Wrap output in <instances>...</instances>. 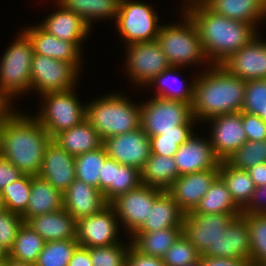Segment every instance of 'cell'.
Here are the masks:
<instances>
[{
	"label": "cell",
	"instance_id": "1",
	"mask_svg": "<svg viewBox=\"0 0 266 266\" xmlns=\"http://www.w3.org/2000/svg\"><path fill=\"white\" fill-rule=\"evenodd\" d=\"M183 11L193 20L199 32L209 65H221L259 33L252 24L226 18L204 2L190 4Z\"/></svg>",
	"mask_w": 266,
	"mask_h": 266
},
{
	"label": "cell",
	"instance_id": "2",
	"mask_svg": "<svg viewBox=\"0 0 266 266\" xmlns=\"http://www.w3.org/2000/svg\"><path fill=\"white\" fill-rule=\"evenodd\" d=\"M52 137L33 116L14 110L3 120L1 156L23 174L39 175Z\"/></svg>",
	"mask_w": 266,
	"mask_h": 266
},
{
	"label": "cell",
	"instance_id": "3",
	"mask_svg": "<svg viewBox=\"0 0 266 266\" xmlns=\"http://www.w3.org/2000/svg\"><path fill=\"white\" fill-rule=\"evenodd\" d=\"M209 68L195 77L191 103L194 118L207 122L218 115L241 112L245 81L233 76L222 65Z\"/></svg>",
	"mask_w": 266,
	"mask_h": 266
},
{
	"label": "cell",
	"instance_id": "4",
	"mask_svg": "<svg viewBox=\"0 0 266 266\" xmlns=\"http://www.w3.org/2000/svg\"><path fill=\"white\" fill-rule=\"evenodd\" d=\"M86 105V120L103 140L141 127V105L120 92L98 97Z\"/></svg>",
	"mask_w": 266,
	"mask_h": 266
},
{
	"label": "cell",
	"instance_id": "5",
	"mask_svg": "<svg viewBox=\"0 0 266 266\" xmlns=\"http://www.w3.org/2000/svg\"><path fill=\"white\" fill-rule=\"evenodd\" d=\"M183 14L184 18L179 24H162L157 42L171 66L207 64L209 61L203 51L199 32L189 15L185 11Z\"/></svg>",
	"mask_w": 266,
	"mask_h": 266
},
{
	"label": "cell",
	"instance_id": "6",
	"mask_svg": "<svg viewBox=\"0 0 266 266\" xmlns=\"http://www.w3.org/2000/svg\"><path fill=\"white\" fill-rule=\"evenodd\" d=\"M33 55L30 39L23 31H20L0 61V91L10 101L31 90Z\"/></svg>",
	"mask_w": 266,
	"mask_h": 266
},
{
	"label": "cell",
	"instance_id": "7",
	"mask_svg": "<svg viewBox=\"0 0 266 266\" xmlns=\"http://www.w3.org/2000/svg\"><path fill=\"white\" fill-rule=\"evenodd\" d=\"M74 89L65 92H48L40 96L44 101L35 118L52 139L86 119V105L79 102Z\"/></svg>",
	"mask_w": 266,
	"mask_h": 266
},
{
	"label": "cell",
	"instance_id": "8",
	"mask_svg": "<svg viewBox=\"0 0 266 266\" xmlns=\"http://www.w3.org/2000/svg\"><path fill=\"white\" fill-rule=\"evenodd\" d=\"M152 98L141 104V127L149 137L178 131V126L186 123L196 124L190 103L156 96Z\"/></svg>",
	"mask_w": 266,
	"mask_h": 266
},
{
	"label": "cell",
	"instance_id": "9",
	"mask_svg": "<svg viewBox=\"0 0 266 266\" xmlns=\"http://www.w3.org/2000/svg\"><path fill=\"white\" fill-rule=\"evenodd\" d=\"M115 20L116 30L126 46L157 40L161 27L159 17L149 4L133 0H120Z\"/></svg>",
	"mask_w": 266,
	"mask_h": 266
},
{
	"label": "cell",
	"instance_id": "10",
	"mask_svg": "<svg viewBox=\"0 0 266 266\" xmlns=\"http://www.w3.org/2000/svg\"><path fill=\"white\" fill-rule=\"evenodd\" d=\"M79 70L71 63L34 53L31 65V90L40 95L76 88Z\"/></svg>",
	"mask_w": 266,
	"mask_h": 266
},
{
	"label": "cell",
	"instance_id": "11",
	"mask_svg": "<svg viewBox=\"0 0 266 266\" xmlns=\"http://www.w3.org/2000/svg\"><path fill=\"white\" fill-rule=\"evenodd\" d=\"M126 71L133 84L148 86L156 76L171 67L157 40L127 45Z\"/></svg>",
	"mask_w": 266,
	"mask_h": 266
},
{
	"label": "cell",
	"instance_id": "12",
	"mask_svg": "<svg viewBox=\"0 0 266 266\" xmlns=\"http://www.w3.org/2000/svg\"><path fill=\"white\" fill-rule=\"evenodd\" d=\"M164 190L145 184L119 195L110 204L115 209L119 224L132 236L147 220L150 208Z\"/></svg>",
	"mask_w": 266,
	"mask_h": 266
},
{
	"label": "cell",
	"instance_id": "13",
	"mask_svg": "<svg viewBox=\"0 0 266 266\" xmlns=\"http://www.w3.org/2000/svg\"><path fill=\"white\" fill-rule=\"evenodd\" d=\"M118 225L115 209L108 203L98 213L77 220L76 241L79 246L85 248L122 243L120 238L118 239Z\"/></svg>",
	"mask_w": 266,
	"mask_h": 266
},
{
	"label": "cell",
	"instance_id": "14",
	"mask_svg": "<svg viewBox=\"0 0 266 266\" xmlns=\"http://www.w3.org/2000/svg\"><path fill=\"white\" fill-rule=\"evenodd\" d=\"M109 158L116 162L137 168L139 171L151 154L150 137L142 127L103 140Z\"/></svg>",
	"mask_w": 266,
	"mask_h": 266
},
{
	"label": "cell",
	"instance_id": "15",
	"mask_svg": "<svg viewBox=\"0 0 266 266\" xmlns=\"http://www.w3.org/2000/svg\"><path fill=\"white\" fill-rule=\"evenodd\" d=\"M239 215L232 214H185L182 233L202 255L213 247L216 239L230 222Z\"/></svg>",
	"mask_w": 266,
	"mask_h": 266
},
{
	"label": "cell",
	"instance_id": "16",
	"mask_svg": "<svg viewBox=\"0 0 266 266\" xmlns=\"http://www.w3.org/2000/svg\"><path fill=\"white\" fill-rule=\"evenodd\" d=\"M207 121L213 126L209 138L214 154L220 161H225L248 141L242 125V112L218 115Z\"/></svg>",
	"mask_w": 266,
	"mask_h": 266
},
{
	"label": "cell",
	"instance_id": "17",
	"mask_svg": "<svg viewBox=\"0 0 266 266\" xmlns=\"http://www.w3.org/2000/svg\"><path fill=\"white\" fill-rule=\"evenodd\" d=\"M201 256L250 261L251 245L246 218L242 214L235 217L226 231L221 232L214 246L209 247Z\"/></svg>",
	"mask_w": 266,
	"mask_h": 266
},
{
	"label": "cell",
	"instance_id": "18",
	"mask_svg": "<svg viewBox=\"0 0 266 266\" xmlns=\"http://www.w3.org/2000/svg\"><path fill=\"white\" fill-rule=\"evenodd\" d=\"M221 65L233 76L244 81L266 79V42L256 35Z\"/></svg>",
	"mask_w": 266,
	"mask_h": 266
},
{
	"label": "cell",
	"instance_id": "19",
	"mask_svg": "<svg viewBox=\"0 0 266 266\" xmlns=\"http://www.w3.org/2000/svg\"><path fill=\"white\" fill-rule=\"evenodd\" d=\"M219 176V169H208L179 176L166 192L186 213L193 211Z\"/></svg>",
	"mask_w": 266,
	"mask_h": 266
},
{
	"label": "cell",
	"instance_id": "20",
	"mask_svg": "<svg viewBox=\"0 0 266 266\" xmlns=\"http://www.w3.org/2000/svg\"><path fill=\"white\" fill-rule=\"evenodd\" d=\"M179 176L208 169H219L220 160L215 156L210 138H199L193 133L178 147L173 156Z\"/></svg>",
	"mask_w": 266,
	"mask_h": 266
},
{
	"label": "cell",
	"instance_id": "21",
	"mask_svg": "<svg viewBox=\"0 0 266 266\" xmlns=\"http://www.w3.org/2000/svg\"><path fill=\"white\" fill-rule=\"evenodd\" d=\"M39 176L64 193L76 178L75 157L52 139L43 156Z\"/></svg>",
	"mask_w": 266,
	"mask_h": 266
},
{
	"label": "cell",
	"instance_id": "22",
	"mask_svg": "<svg viewBox=\"0 0 266 266\" xmlns=\"http://www.w3.org/2000/svg\"><path fill=\"white\" fill-rule=\"evenodd\" d=\"M23 32L30 39L34 53L54 58L56 60L69 62L78 70H81V43L64 41L47 33L39 25L23 29Z\"/></svg>",
	"mask_w": 266,
	"mask_h": 266
},
{
	"label": "cell",
	"instance_id": "23",
	"mask_svg": "<svg viewBox=\"0 0 266 266\" xmlns=\"http://www.w3.org/2000/svg\"><path fill=\"white\" fill-rule=\"evenodd\" d=\"M107 204L99 189L77 178L63 193V209L76 220L98 213Z\"/></svg>",
	"mask_w": 266,
	"mask_h": 266
},
{
	"label": "cell",
	"instance_id": "24",
	"mask_svg": "<svg viewBox=\"0 0 266 266\" xmlns=\"http://www.w3.org/2000/svg\"><path fill=\"white\" fill-rule=\"evenodd\" d=\"M55 3L59 11L51 13L38 25L47 33L64 41L83 42L92 29L80 16L65 8L57 0Z\"/></svg>",
	"mask_w": 266,
	"mask_h": 266
},
{
	"label": "cell",
	"instance_id": "25",
	"mask_svg": "<svg viewBox=\"0 0 266 266\" xmlns=\"http://www.w3.org/2000/svg\"><path fill=\"white\" fill-rule=\"evenodd\" d=\"M25 223L38 233L45 242L76 239L77 220L63 208L31 217Z\"/></svg>",
	"mask_w": 266,
	"mask_h": 266
},
{
	"label": "cell",
	"instance_id": "26",
	"mask_svg": "<svg viewBox=\"0 0 266 266\" xmlns=\"http://www.w3.org/2000/svg\"><path fill=\"white\" fill-rule=\"evenodd\" d=\"M63 208V193L55 189L39 175H32L31 194L26 211L21 215L24 222L38 215L55 212Z\"/></svg>",
	"mask_w": 266,
	"mask_h": 266
},
{
	"label": "cell",
	"instance_id": "27",
	"mask_svg": "<svg viewBox=\"0 0 266 266\" xmlns=\"http://www.w3.org/2000/svg\"><path fill=\"white\" fill-rule=\"evenodd\" d=\"M185 212L164 191L155 201L147 220L136 232H153L163 228L183 227Z\"/></svg>",
	"mask_w": 266,
	"mask_h": 266
},
{
	"label": "cell",
	"instance_id": "28",
	"mask_svg": "<svg viewBox=\"0 0 266 266\" xmlns=\"http://www.w3.org/2000/svg\"><path fill=\"white\" fill-rule=\"evenodd\" d=\"M211 10L218 14L252 24L257 28L259 21L266 19V7L260 0H205Z\"/></svg>",
	"mask_w": 266,
	"mask_h": 266
},
{
	"label": "cell",
	"instance_id": "29",
	"mask_svg": "<svg viewBox=\"0 0 266 266\" xmlns=\"http://www.w3.org/2000/svg\"><path fill=\"white\" fill-rule=\"evenodd\" d=\"M53 140L74 157L103 146V139L86 119L59 133Z\"/></svg>",
	"mask_w": 266,
	"mask_h": 266
},
{
	"label": "cell",
	"instance_id": "30",
	"mask_svg": "<svg viewBox=\"0 0 266 266\" xmlns=\"http://www.w3.org/2000/svg\"><path fill=\"white\" fill-rule=\"evenodd\" d=\"M179 177L174 157H163L150 154L148 160L140 170L142 184L166 191Z\"/></svg>",
	"mask_w": 266,
	"mask_h": 266
},
{
	"label": "cell",
	"instance_id": "31",
	"mask_svg": "<svg viewBox=\"0 0 266 266\" xmlns=\"http://www.w3.org/2000/svg\"><path fill=\"white\" fill-rule=\"evenodd\" d=\"M215 213L232 215L242 214V210L235 204L225 182L220 176L215 179L196 208L186 214Z\"/></svg>",
	"mask_w": 266,
	"mask_h": 266
},
{
	"label": "cell",
	"instance_id": "32",
	"mask_svg": "<svg viewBox=\"0 0 266 266\" xmlns=\"http://www.w3.org/2000/svg\"><path fill=\"white\" fill-rule=\"evenodd\" d=\"M183 227L163 228L153 232H135L130 238L132 246L147 256L162 258L182 234Z\"/></svg>",
	"mask_w": 266,
	"mask_h": 266
},
{
	"label": "cell",
	"instance_id": "33",
	"mask_svg": "<svg viewBox=\"0 0 266 266\" xmlns=\"http://www.w3.org/2000/svg\"><path fill=\"white\" fill-rule=\"evenodd\" d=\"M65 8L80 16L92 29L97 19H116L120 0H57Z\"/></svg>",
	"mask_w": 266,
	"mask_h": 266
},
{
	"label": "cell",
	"instance_id": "34",
	"mask_svg": "<svg viewBox=\"0 0 266 266\" xmlns=\"http://www.w3.org/2000/svg\"><path fill=\"white\" fill-rule=\"evenodd\" d=\"M219 176L225 182L235 204L242 210L255 191L254 182L248 171L236 169L225 161H220Z\"/></svg>",
	"mask_w": 266,
	"mask_h": 266
},
{
	"label": "cell",
	"instance_id": "35",
	"mask_svg": "<svg viewBox=\"0 0 266 266\" xmlns=\"http://www.w3.org/2000/svg\"><path fill=\"white\" fill-rule=\"evenodd\" d=\"M181 67L171 66L170 68L164 70L161 72L158 76H156L151 82H149L148 85H152L155 87H158L156 97L164 98V99H171V100H179L186 103H192L193 100V92H194V85H195V79L192 80V82L187 85H174L177 87L171 88L170 82L173 80V82H180L183 83L177 76L176 72L177 70H180ZM175 80V81H174ZM177 82V83H178ZM157 84V85H156ZM170 86H168V85ZM174 84V83H173ZM179 84V83H178Z\"/></svg>",
	"mask_w": 266,
	"mask_h": 266
},
{
	"label": "cell",
	"instance_id": "36",
	"mask_svg": "<svg viewBox=\"0 0 266 266\" xmlns=\"http://www.w3.org/2000/svg\"><path fill=\"white\" fill-rule=\"evenodd\" d=\"M44 244V239L24 222L19 228L13 247L8 251L7 256L35 264Z\"/></svg>",
	"mask_w": 266,
	"mask_h": 266
},
{
	"label": "cell",
	"instance_id": "37",
	"mask_svg": "<svg viewBox=\"0 0 266 266\" xmlns=\"http://www.w3.org/2000/svg\"><path fill=\"white\" fill-rule=\"evenodd\" d=\"M108 158L104 146L75 157L76 178L99 189L102 167Z\"/></svg>",
	"mask_w": 266,
	"mask_h": 266
},
{
	"label": "cell",
	"instance_id": "38",
	"mask_svg": "<svg viewBox=\"0 0 266 266\" xmlns=\"http://www.w3.org/2000/svg\"><path fill=\"white\" fill-rule=\"evenodd\" d=\"M247 220L251 245L250 263L266 266V214L243 215Z\"/></svg>",
	"mask_w": 266,
	"mask_h": 266
},
{
	"label": "cell",
	"instance_id": "39",
	"mask_svg": "<svg viewBox=\"0 0 266 266\" xmlns=\"http://www.w3.org/2000/svg\"><path fill=\"white\" fill-rule=\"evenodd\" d=\"M79 246L76 239L45 242L35 263L36 266H68L70 259Z\"/></svg>",
	"mask_w": 266,
	"mask_h": 266
},
{
	"label": "cell",
	"instance_id": "40",
	"mask_svg": "<svg viewBox=\"0 0 266 266\" xmlns=\"http://www.w3.org/2000/svg\"><path fill=\"white\" fill-rule=\"evenodd\" d=\"M225 162L240 170H248L260 163H266V140L246 141L234 151Z\"/></svg>",
	"mask_w": 266,
	"mask_h": 266
},
{
	"label": "cell",
	"instance_id": "41",
	"mask_svg": "<svg viewBox=\"0 0 266 266\" xmlns=\"http://www.w3.org/2000/svg\"><path fill=\"white\" fill-rule=\"evenodd\" d=\"M32 175L24 174L1 191L5 209L22 215L27 208L31 194Z\"/></svg>",
	"mask_w": 266,
	"mask_h": 266
},
{
	"label": "cell",
	"instance_id": "42",
	"mask_svg": "<svg viewBox=\"0 0 266 266\" xmlns=\"http://www.w3.org/2000/svg\"><path fill=\"white\" fill-rule=\"evenodd\" d=\"M257 115L266 123V79L245 81L242 111Z\"/></svg>",
	"mask_w": 266,
	"mask_h": 266
},
{
	"label": "cell",
	"instance_id": "43",
	"mask_svg": "<svg viewBox=\"0 0 266 266\" xmlns=\"http://www.w3.org/2000/svg\"><path fill=\"white\" fill-rule=\"evenodd\" d=\"M201 254L182 233L162 257L166 266H188L200 261Z\"/></svg>",
	"mask_w": 266,
	"mask_h": 266
},
{
	"label": "cell",
	"instance_id": "44",
	"mask_svg": "<svg viewBox=\"0 0 266 266\" xmlns=\"http://www.w3.org/2000/svg\"><path fill=\"white\" fill-rule=\"evenodd\" d=\"M131 241L128 245L116 243L109 246H100L90 248V258L93 266H126V259L131 247Z\"/></svg>",
	"mask_w": 266,
	"mask_h": 266
},
{
	"label": "cell",
	"instance_id": "45",
	"mask_svg": "<svg viewBox=\"0 0 266 266\" xmlns=\"http://www.w3.org/2000/svg\"><path fill=\"white\" fill-rule=\"evenodd\" d=\"M141 183L140 171L132 166L119 164L116 169L114 186L104 195L107 203H111L119 195L137 188Z\"/></svg>",
	"mask_w": 266,
	"mask_h": 266
},
{
	"label": "cell",
	"instance_id": "46",
	"mask_svg": "<svg viewBox=\"0 0 266 266\" xmlns=\"http://www.w3.org/2000/svg\"><path fill=\"white\" fill-rule=\"evenodd\" d=\"M23 223L24 220L20 214L8 209L0 212V246L7 253L13 247L16 235Z\"/></svg>",
	"mask_w": 266,
	"mask_h": 266
},
{
	"label": "cell",
	"instance_id": "47",
	"mask_svg": "<svg viewBox=\"0 0 266 266\" xmlns=\"http://www.w3.org/2000/svg\"><path fill=\"white\" fill-rule=\"evenodd\" d=\"M242 125L248 141L266 140V123L261 117L242 112Z\"/></svg>",
	"mask_w": 266,
	"mask_h": 266
},
{
	"label": "cell",
	"instance_id": "48",
	"mask_svg": "<svg viewBox=\"0 0 266 266\" xmlns=\"http://www.w3.org/2000/svg\"><path fill=\"white\" fill-rule=\"evenodd\" d=\"M187 140L161 139V135L150 137L151 154H159L163 157H173L180 145Z\"/></svg>",
	"mask_w": 266,
	"mask_h": 266
},
{
	"label": "cell",
	"instance_id": "49",
	"mask_svg": "<svg viewBox=\"0 0 266 266\" xmlns=\"http://www.w3.org/2000/svg\"><path fill=\"white\" fill-rule=\"evenodd\" d=\"M266 214V186L255 187L251 199L242 209V215Z\"/></svg>",
	"mask_w": 266,
	"mask_h": 266
},
{
	"label": "cell",
	"instance_id": "50",
	"mask_svg": "<svg viewBox=\"0 0 266 266\" xmlns=\"http://www.w3.org/2000/svg\"><path fill=\"white\" fill-rule=\"evenodd\" d=\"M120 163L107 158L102 167L99 180V190L105 195L115 184L116 169Z\"/></svg>",
	"mask_w": 266,
	"mask_h": 266
},
{
	"label": "cell",
	"instance_id": "51",
	"mask_svg": "<svg viewBox=\"0 0 266 266\" xmlns=\"http://www.w3.org/2000/svg\"><path fill=\"white\" fill-rule=\"evenodd\" d=\"M126 266H166L160 257L147 256L137 251L132 245L129 249Z\"/></svg>",
	"mask_w": 266,
	"mask_h": 266
},
{
	"label": "cell",
	"instance_id": "52",
	"mask_svg": "<svg viewBox=\"0 0 266 266\" xmlns=\"http://www.w3.org/2000/svg\"><path fill=\"white\" fill-rule=\"evenodd\" d=\"M23 175L10 161L0 156V192L4 187L15 182Z\"/></svg>",
	"mask_w": 266,
	"mask_h": 266
},
{
	"label": "cell",
	"instance_id": "53",
	"mask_svg": "<svg viewBox=\"0 0 266 266\" xmlns=\"http://www.w3.org/2000/svg\"><path fill=\"white\" fill-rule=\"evenodd\" d=\"M201 266H250V261L232 258L200 257Z\"/></svg>",
	"mask_w": 266,
	"mask_h": 266
},
{
	"label": "cell",
	"instance_id": "54",
	"mask_svg": "<svg viewBox=\"0 0 266 266\" xmlns=\"http://www.w3.org/2000/svg\"><path fill=\"white\" fill-rule=\"evenodd\" d=\"M193 125L194 123H186L185 125H179L178 131L162 132L161 139L188 140L194 133Z\"/></svg>",
	"mask_w": 266,
	"mask_h": 266
},
{
	"label": "cell",
	"instance_id": "55",
	"mask_svg": "<svg viewBox=\"0 0 266 266\" xmlns=\"http://www.w3.org/2000/svg\"><path fill=\"white\" fill-rule=\"evenodd\" d=\"M68 266H93L90 258V248L78 246L70 259Z\"/></svg>",
	"mask_w": 266,
	"mask_h": 266
},
{
	"label": "cell",
	"instance_id": "56",
	"mask_svg": "<svg viewBox=\"0 0 266 266\" xmlns=\"http://www.w3.org/2000/svg\"><path fill=\"white\" fill-rule=\"evenodd\" d=\"M247 171L255 187L266 186V163L257 164Z\"/></svg>",
	"mask_w": 266,
	"mask_h": 266
},
{
	"label": "cell",
	"instance_id": "57",
	"mask_svg": "<svg viewBox=\"0 0 266 266\" xmlns=\"http://www.w3.org/2000/svg\"><path fill=\"white\" fill-rule=\"evenodd\" d=\"M11 101L0 91V121H3L12 111Z\"/></svg>",
	"mask_w": 266,
	"mask_h": 266
},
{
	"label": "cell",
	"instance_id": "58",
	"mask_svg": "<svg viewBox=\"0 0 266 266\" xmlns=\"http://www.w3.org/2000/svg\"><path fill=\"white\" fill-rule=\"evenodd\" d=\"M8 266H36L34 263L20 261L8 257Z\"/></svg>",
	"mask_w": 266,
	"mask_h": 266
},
{
	"label": "cell",
	"instance_id": "59",
	"mask_svg": "<svg viewBox=\"0 0 266 266\" xmlns=\"http://www.w3.org/2000/svg\"><path fill=\"white\" fill-rule=\"evenodd\" d=\"M205 0H186L185 1V7L190 5V4H194V3H197V2H203Z\"/></svg>",
	"mask_w": 266,
	"mask_h": 266
},
{
	"label": "cell",
	"instance_id": "60",
	"mask_svg": "<svg viewBox=\"0 0 266 266\" xmlns=\"http://www.w3.org/2000/svg\"><path fill=\"white\" fill-rule=\"evenodd\" d=\"M7 256V252L0 246V260H3Z\"/></svg>",
	"mask_w": 266,
	"mask_h": 266
},
{
	"label": "cell",
	"instance_id": "61",
	"mask_svg": "<svg viewBox=\"0 0 266 266\" xmlns=\"http://www.w3.org/2000/svg\"><path fill=\"white\" fill-rule=\"evenodd\" d=\"M2 128H3V121H0V156H1Z\"/></svg>",
	"mask_w": 266,
	"mask_h": 266
},
{
	"label": "cell",
	"instance_id": "62",
	"mask_svg": "<svg viewBox=\"0 0 266 266\" xmlns=\"http://www.w3.org/2000/svg\"><path fill=\"white\" fill-rule=\"evenodd\" d=\"M5 209L2 194L0 192V212Z\"/></svg>",
	"mask_w": 266,
	"mask_h": 266
},
{
	"label": "cell",
	"instance_id": "63",
	"mask_svg": "<svg viewBox=\"0 0 266 266\" xmlns=\"http://www.w3.org/2000/svg\"><path fill=\"white\" fill-rule=\"evenodd\" d=\"M0 266H8V256H6L3 260H0Z\"/></svg>",
	"mask_w": 266,
	"mask_h": 266
},
{
	"label": "cell",
	"instance_id": "64",
	"mask_svg": "<svg viewBox=\"0 0 266 266\" xmlns=\"http://www.w3.org/2000/svg\"><path fill=\"white\" fill-rule=\"evenodd\" d=\"M188 266H201V262L198 261V262H196V263H194V264H191V265H188Z\"/></svg>",
	"mask_w": 266,
	"mask_h": 266
},
{
	"label": "cell",
	"instance_id": "65",
	"mask_svg": "<svg viewBox=\"0 0 266 266\" xmlns=\"http://www.w3.org/2000/svg\"><path fill=\"white\" fill-rule=\"evenodd\" d=\"M262 4L266 7V0H260Z\"/></svg>",
	"mask_w": 266,
	"mask_h": 266
}]
</instances>
